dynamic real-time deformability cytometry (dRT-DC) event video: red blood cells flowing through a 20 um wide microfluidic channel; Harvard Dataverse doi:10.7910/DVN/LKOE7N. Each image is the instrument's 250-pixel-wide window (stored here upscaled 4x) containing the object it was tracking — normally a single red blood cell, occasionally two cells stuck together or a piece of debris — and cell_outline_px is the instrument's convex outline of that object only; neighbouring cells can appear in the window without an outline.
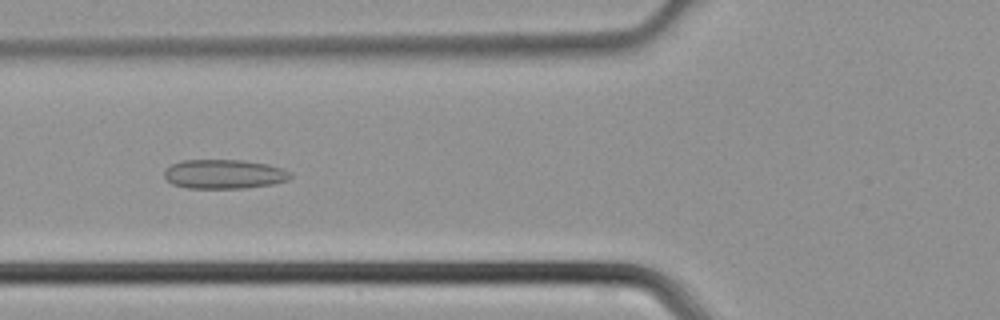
{"species": "common noctule bat (a hibernating species)", "species_latin": "Nyctalus noctula", "temperature_condition": "cold", "stored_images_in_passage": 44, "camera_frame_rate_fps": 3000, "um_per_image_px": 0.085, "animal": {"sex": "male", "body_mass_g": 21.5, "forearm_length_mm": 52.0}, "frame": {"image": 1, "passage_image": 16, "time_ms": 5.0, "image_size_px": [1000, 320], "cell_outline_px": [[292, 176], [288, 180], [272, 184], [244, 188], [188, 188], [172, 184], [164, 176], [164, 172], [172, 164], [180, 160], [244, 160], [268, 164], [292, 172]], "centroid_in_image_um": [19.06, 14.79], "position_along_channel_um": 106.7, "area_um2": 21.5}}
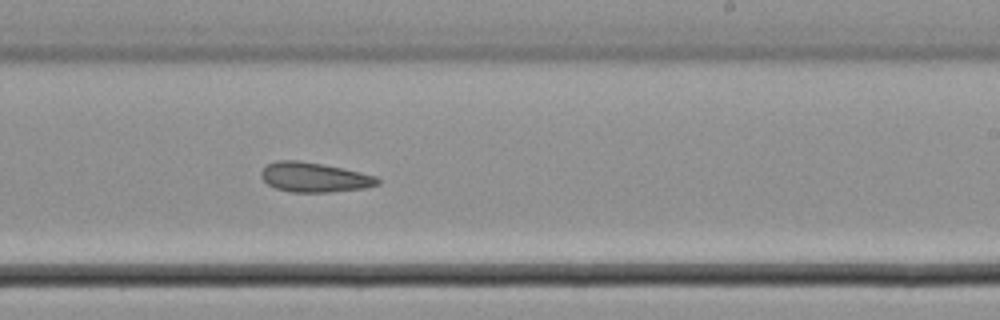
{"frame": {"image": 2, "passage_image": 26, "time_ms": 8.333, "image_size_px": [1000, 320], "cell_outline_px": [[380, 184], [364, 188], [332, 192], [292, 192], [276, 188], [268, 184], [260, 176], [260, 172], [268, 164], [276, 160], [300, 160], [324, 164], [344, 168], [376, 176], [380, 180]], "centroid_in_image_um": [26.72, 15.06], "position_along_channel_um": 262.3, "area_um2": 20.23}}
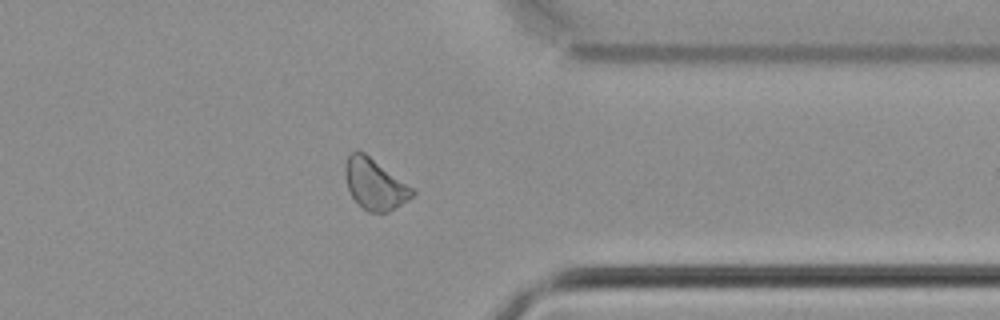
{"frame": {"image": 3, "passage_image": 34, "time_ms": 11.0, "image_size_px": [1000, 320], "cell_outline_px": [[416, 192], [408, 200], [388, 212], [368, 212], [352, 196], [348, 188], [344, 176], [344, 164], [348, 156], [356, 148], [364, 152], [416, 188]], "centroid_in_image_um": [31.87, 15.61], "position_along_channel_um": 379.5, "area_um2": 20.17}}